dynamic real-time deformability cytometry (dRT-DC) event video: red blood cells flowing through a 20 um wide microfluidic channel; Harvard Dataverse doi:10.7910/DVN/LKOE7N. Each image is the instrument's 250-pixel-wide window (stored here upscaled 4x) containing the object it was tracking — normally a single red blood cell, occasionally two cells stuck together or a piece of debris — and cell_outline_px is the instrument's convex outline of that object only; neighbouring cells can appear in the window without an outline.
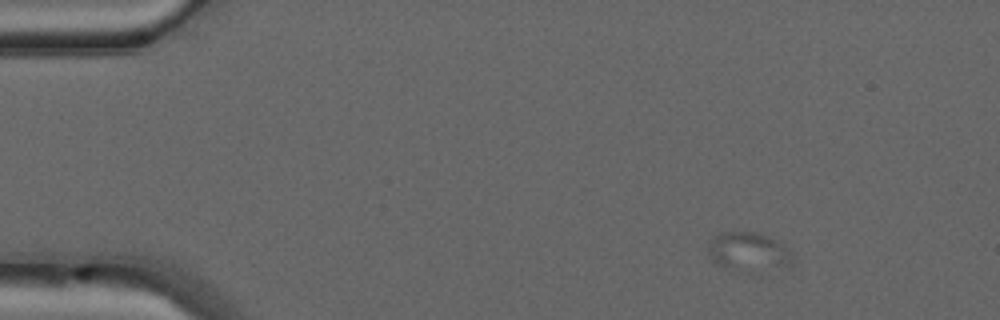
{"species": "common noctule bat (a hibernating species)", "species_latin": "Nyctalus noctula", "temperature_condition": "warm", "stored_images_in_passage": 50, "camera_frame_rate_fps": 3000, "um_per_image_px": 0.085, "animal": {"sex": "male", "forearm_length_mm": 52.5}, "frame": {"image": 1, "passage_image": 6, "time_ms": 1.667, "image_size_px": [1000, 320], "cell_outline_px": [[792, 264], [724, 268], [716, 264], [708, 256], [708, 248], [712, 236], [720, 232], [752, 232], [768, 236], [784, 248], [792, 256]], "centroid_in_image_um": [63.45, 21.29], "position_along_channel_um": 21.5, "area_um2": 17.34}}
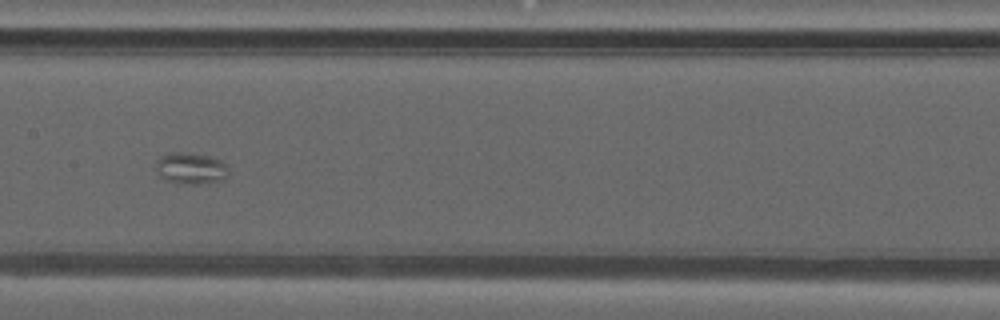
{"frame": {"image": 2, "passage_image": 25, "time_ms": 8.0, "image_size_px": [1000, 320], "cell_outline_px": [[228, 176], [220, 180], [200, 184], [180, 184], [164, 180], [156, 172], [156, 164], [160, 156], [176, 152], [180, 152], [212, 156], [228, 164]], "centroid_in_image_um": [16.23, 14.32], "position_along_channel_um": 191.2, "area_um2": 13.47}}
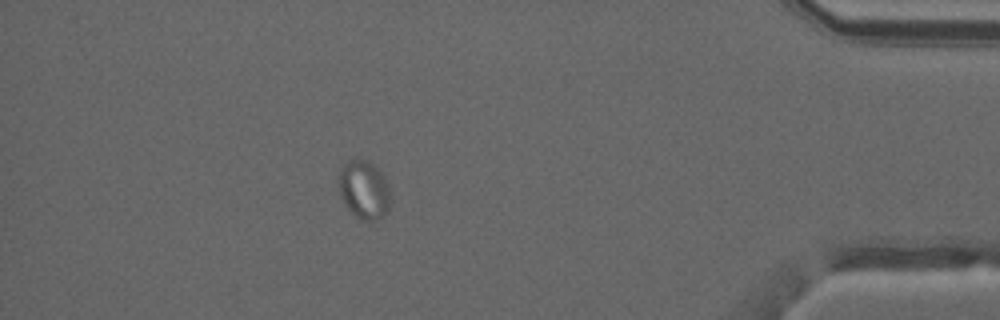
{"frame": {"image": 3, "passage_image": 44, "time_ms": 14.333, "image_size_px": [1000, 320], "cell_outline_px": [[392, 200], [384, 216], [372, 220], [364, 220], [356, 216], [348, 208], [340, 196], [336, 180], [340, 168], [348, 160], [356, 156], [368, 160], [380, 172], [388, 184]], "centroid_in_image_um": [30.91, 16.07], "position_along_channel_um": 404.3, "area_um2": 18.03}}